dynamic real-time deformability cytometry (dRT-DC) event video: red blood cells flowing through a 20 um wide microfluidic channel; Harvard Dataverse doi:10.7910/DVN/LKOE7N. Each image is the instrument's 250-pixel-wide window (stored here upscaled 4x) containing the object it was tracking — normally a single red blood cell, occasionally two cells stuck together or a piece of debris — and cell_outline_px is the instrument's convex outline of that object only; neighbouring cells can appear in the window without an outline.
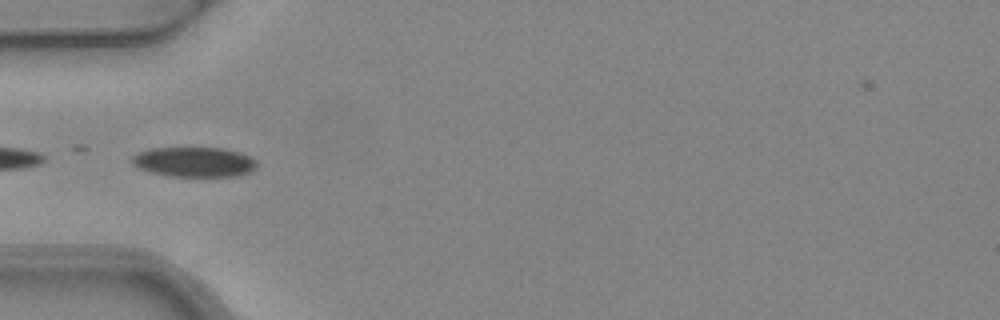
{"species": "common noctule bat (a hibernating species)", "species_latin": "Nyctalus noctula", "temperature_condition": "warm", "stored_images_in_passage": 6, "camera_frame_rate_fps": 3000, "um_per_image_px": 0.085, "animal": {"sex": "female", "body_mass_g": 24.6, "forearm_length_mm": 56.2}, "frame": {"image": 1, "passage_image": 4, "time_ms": 1.0, "image_size_px": [1000, 320], "cell_outline_px": [[256, 168], [248, 172], [236, 176], [168, 176], [152, 172], [140, 168], [132, 164], [128, 160], [136, 152], [148, 148], [224, 148], [240, 152], [256, 160]], "centroid_in_image_um": [16.45, 13.75], "position_along_channel_um": 68.5, "area_um2": 21.85}}
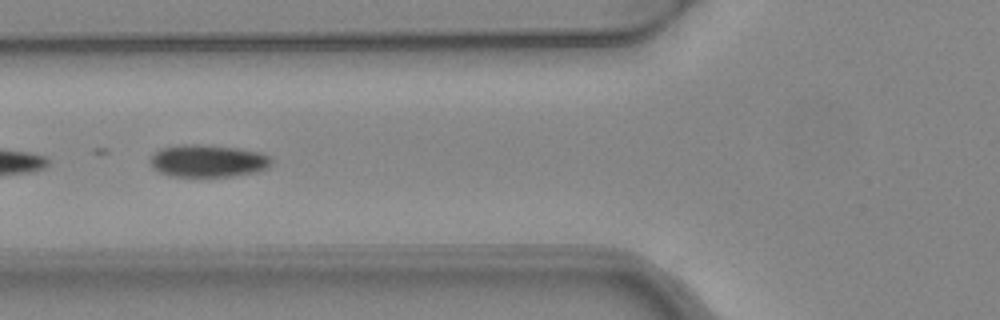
{"frame": {"image": 2, "passage_image": 5, "time_ms": 1.333, "image_size_px": [1000, 320], "cell_outline_px": [[272, 164], [268, 168], [256, 172], [232, 176], [172, 176], [160, 172], [152, 168], [152, 156], [160, 148], [184, 144], [200, 144], [240, 148], [260, 152], [272, 156]], "centroid_in_image_um": [17.74, 13.67], "position_along_channel_um": 108.1, "area_um2": 22.95}}
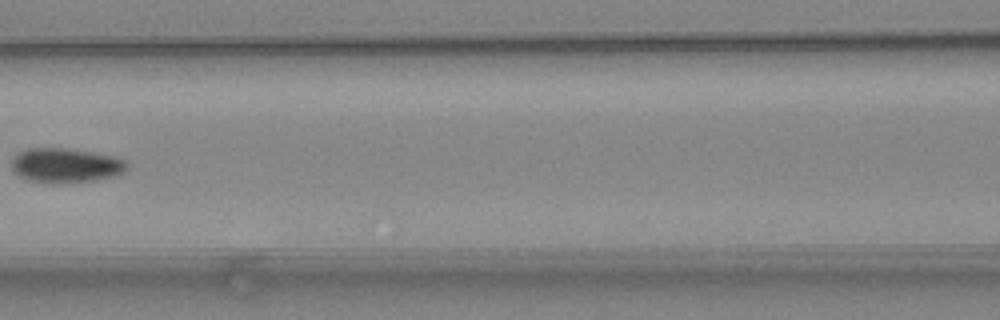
{"frame": {"image": 3, "passage_image": 6, "time_ms": 1.667, "image_size_px": [1000, 320], "cell_outline_px": [[128, 168], [124, 172], [116, 176], [92, 180], [60, 184], [52, 184], [28, 180], [16, 176], [12, 172], [12, 160], [20, 152], [28, 148], [64, 148], [116, 156], [128, 160]], "centroid_in_image_um": [5.6, 14.07], "position_along_channel_um": 161.0, "area_um2": 23.58}}